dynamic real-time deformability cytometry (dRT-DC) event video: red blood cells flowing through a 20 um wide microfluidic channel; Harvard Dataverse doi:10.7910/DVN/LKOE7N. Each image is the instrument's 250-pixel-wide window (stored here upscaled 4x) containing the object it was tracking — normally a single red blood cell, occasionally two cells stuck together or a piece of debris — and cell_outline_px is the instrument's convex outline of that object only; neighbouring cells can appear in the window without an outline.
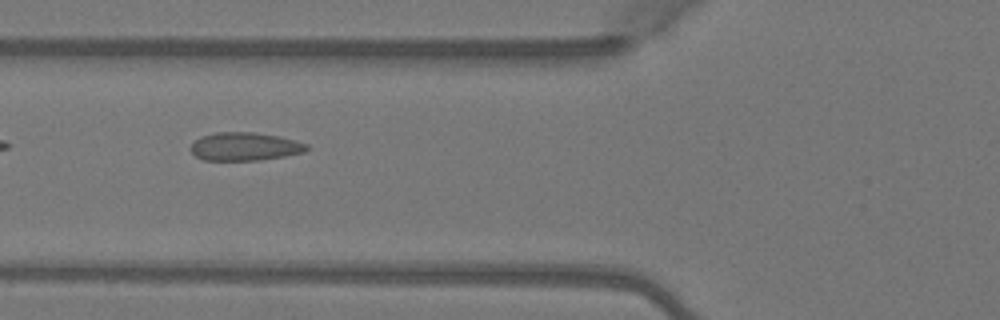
{"species": "Egyptian fruit bat (a non-hibernating species)", "species_latin": "Rousettus aegyptiacus", "temperature_condition": "warm", "stored_images_in_passage": 6, "camera_frame_rate_fps": 3000, "um_per_image_px": 0.085, "animal": {"sex": "female"}, "frame": {"image": 1, "passage_image": 6, "time_ms": 1.667, "image_size_px": [1000, 320], "cell_outline_px": [[308, 148], [304, 152], [284, 156], [260, 160], [204, 160], [196, 156], [188, 148], [200, 136], [216, 132], [256, 132], [280, 136], [308, 144]], "centroid_in_image_um": [20.79, 12.45], "position_along_channel_um": 105.0, "area_um2": 19.13}}